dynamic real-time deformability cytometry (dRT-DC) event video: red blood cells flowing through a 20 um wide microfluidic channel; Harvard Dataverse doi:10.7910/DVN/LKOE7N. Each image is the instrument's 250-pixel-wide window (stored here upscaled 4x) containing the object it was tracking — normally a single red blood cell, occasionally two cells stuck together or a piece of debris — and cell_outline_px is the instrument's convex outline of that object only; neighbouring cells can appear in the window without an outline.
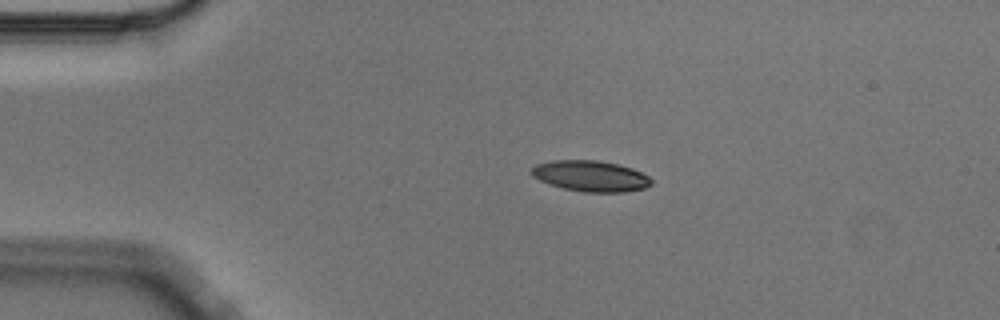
{"species": "Egyptian fruit bat (a non-hibernating species)", "species_latin": "Rousettus aegyptiacus", "temperature_condition": "cold", "stored_images_in_passage": 3, "camera_frame_rate_fps": 3000, "um_per_image_px": 0.085, "animal": {"sex": "male"}, "frame": {"image": 1, "passage_image": 2, "time_ms": 0.333, "image_size_px": [1000, 320], "cell_outline_px": [[652, 184], [644, 188], [624, 192], [584, 192], [564, 188], [548, 184], [532, 176], [528, 172], [536, 164], [552, 160], [596, 160], [616, 164], [632, 168], [648, 176], [652, 180]], "centroid_in_image_um": [50.17, 14.96], "position_along_channel_um": 34.8, "area_um2": 21.56}}